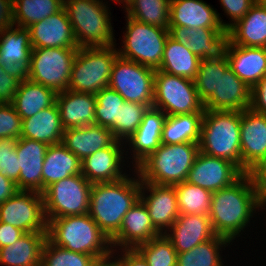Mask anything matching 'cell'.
I'll return each mask as SVG.
<instances>
[{
    "mask_svg": "<svg viewBox=\"0 0 266 266\" xmlns=\"http://www.w3.org/2000/svg\"><path fill=\"white\" fill-rule=\"evenodd\" d=\"M240 125L241 111L205 110L199 151L226 159L241 170Z\"/></svg>",
    "mask_w": 266,
    "mask_h": 266,
    "instance_id": "obj_5",
    "label": "cell"
},
{
    "mask_svg": "<svg viewBox=\"0 0 266 266\" xmlns=\"http://www.w3.org/2000/svg\"><path fill=\"white\" fill-rule=\"evenodd\" d=\"M63 7V0H13V25L28 28Z\"/></svg>",
    "mask_w": 266,
    "mask_h": 266,
    "instance_id": "obj_38",
    "label": "cell"
},
{
    "mask_svg": "<svg viewBox=\"0 0 266 266\" xmlns=\"http://www.w3.org/2000/svg\"><path fill=\"white\" fill-rule=\"evenodd\" d=\"M20 81L9 75L0 65V104H11Z\"/></svg>",
    "mask_w": 266,
    "mask_h": 266,
    "instance_id": "obj_49",
    "label": "cell"
},
{
    "mask_svg": "<svg viewBox=\"0 0 266 266\" xmlns=\"http://www.w3.org/2000/svg\"><path fill=\"white\" fill-rule=\"evenodd\" d=\"M132 0H116L117 3H123V6H127ZM125 3V4H124Z\"/></svg>",
    "mask_w": 266,
    "mask_h": 266,
    "instance_id": "obj_57",
    "label": "cell"
},
{
    "mask_svg": "<svg viewBox=\"0 0 266 266\" xmlns=\"http://www.w3.org/2000/svg\"><path fill=\"white\" fill-rule=\"evenodd\" d=\"M91 187L92 183L82 174L71 175L48 186L42 192L47 222L89 213Z\"/></svg>",
    "mask_w": 266,
    "mask_h": 266,
    "instance_id": "obj_10",
    "label": "cell"
},
{
    "mask_svg": "<svg viewBox=\"0 0 266 266\" xmlns=\"http://www.w3.org/2000/svg\"><path fill=\"white\" fill-rule=\"evenodd\" d=\"M96 266H119V264L112 257L104 261H99Z\"/></svg>",
    "mask_w": 266,
    "mask_h": 266,
    "instance_id": "obj_56",
    "label": "cell"
},
{
    "mask_svg": "<svg viewBox=\"0 0 266 266\" xmlns=\"http://www.w3.org/2000/svg\"><path fill=\"white\" fill-rule=\"evenodd\" d=\"M147 191L149 195L145 194ZM140 200L146 206L154 227L164 234L178 218L175 186L141 182Z\"/></svg>",
    "mask_w": 266,
    "mask_h": 266,
    "instance_id": "obj_16",
    "label": "cell"
},
{
    "mask_svg": "<svg viewBox=\"0 0 266 266\" xmlns=\"http://www.w3.org/2000/svg\"><path fill=\"white\" fill-rule=\"evenodd\" d=\"M57 92L30 79L20 82L11 103L15 111L26 119L56 103Z\"/></svg>",
    "mask_w": 266,
    "mask_h": 266,
    "instance_id": "obj_34",
    "label": "cell"
},
{
    "mask_svg": "<svg viewBox=\"0 0 266 266\" xmlns=\"http://www.w3.org/2000/svg\"><path fill=\"white\" fill-rule=\"evenodd\" d=\"M82 161L62 143L49 145L42 169V192L71 175L81 174Z\"/></svg>",
    "mask_w": 266,
    "mask_h": 266,
    "instance_id": "obj_33",
    "label": "cell"
},
{
    "mask_svg": "<svg viewBox=\"0 0 266 266\" xmlns=\"http://www.w3.org/2000/svg\"><path fill=\"white\" fill-rule=\"evenodd\" d=\"M96 95L95 124L110 128L118 120L119 107L124 98L111 87L107 86Z\"/></svg>",
    "mask_w": 266,
    "mask_h": 266,
    "instance_id": "obj_45",
    "label": "cell"
},
{
    "mask_svg": "<svg viewBox=\"0 0 266 266\" xmlns=\"http://www.w3.org/2000/svg\"><path fill=\"white\" fill-rule=\"evenodd\" d=\"M260 203L266 198V155L249 171Z\"/></svg>",
    "mask_w": 266,
    "mask_h": 266,
    "instance_id": "obj_50",
    "label": "cell"
},
{
    "mask_svg": "<svg viewBox=\"0 0 266 266\" xmlns=\"http://www.w3.org/2000/svg\"><path fill=\"white\" fill-rule=\"evenodd\" d=\"M164 234L170 240L177 254L188 252L216 235L209 215L200 214H180Z\"/></svg>",
    "mask_w": 266,
    "mask_h": 266,
    "instance_id": "obj_22",
    "label": "cell"
},
{
    "mask_svg": "<svg viewBox=\"0 0 266 266\" xmlns=\"http://www.w3.org/2000/svg\"><path fill=\"white\" fill-rule=\"evenodd\" d=\"M134 172L138 178L127 175L115 182L92 184L89 215L110 239L119 231L125 214L140 199L141 181Z\"/></svg>",
    "mask_w": 266,
    "mask_h": 266,
    "instance_id": "obj_2",
    "label": "cell"
},
{
    "mask_svg": "<svg viewBox=\"0 0 266 266\" xmlns=\"http://www.w3.org/2000/svg\"><path fill=\"white\" fill-rule=\"evenodd\" d=\"M123 145L127 146L124 142L115 140L109 147L98 150L83 159L81 174L92 184L115 182L127 176L126 173H122V168L125 166L123 163L125 149H122L125 146Z\"/></svg>",
    "mask_w": 266,
    "mask_h": 266,
    "instance_id": "obj_17",
    "label": "cell"
},
{
    "mask_svg": "<svg viewBox=\"0 0 266 266\" xmlns=\"http://www.w3.org/2000/svg\"><path fill=\"white\" fill-rule=\"evenodd\" d=\"M124 44L119 56L157 70L161 65L169 30L138 22L126 15Z\"/></svg>",
    "mask_w": 266,
    "mask_h": 266,
    "instance_id": "obj_8",
    "label": "cell"
},
{
    "mask_svg": "<svg viewBox=\"0 0 266 266\" xmlns=\"http://www.w3.org/2000/svg\"><path fill=\"white\" fill-rule=\"evenodd\" d=\"M166 117L161 110L149 108L136 132L125 142L133 152L131 159L135 162L134 167L160 147Z\"/></svg>",
    "mask_w": 266,
    "mask_h": 266,
    "instance_id": "obj_28",
    "label": "cell"
},
{
    "mask_svg": "<svg viewBox=\"0 0 266 266\" xmlns=\"http://www.w3.org/2000/svg\"><path fill=\"white\" fill-rule=\"evenodd\" d=\"M135 249L147 261L148 266H176L177 251L165 234L154 237Z\"/></svg>",
    "mask_w": 266,
    "mask_h": 266,
    "instance_id": "obj_44",
    "label": "cell"
},
{
    "mask_svg": "<svg viewBox=\"0 0 266 266\" xmlns=\"http://www.w3.org/2000/svg\"><path fill=\"white\" fill-rule=\"evenodd\" d=\"M150 107L125 101L119 107L118 120L109 128L116 140L126 142L137 130Z\"/></svg>",
    "mask_w": 266,
    "mask_h": 266,
    "instance_id": "obj_42",
    "label": "cell"
},
{
    "mask_svg": "<svg viewBox=\"0 0 266 266\" xmlns=\"http://www.w3.org/2000/svg\"><path fill=\"white\" fill-rule=\"evenodd\" d=\"M230 243L229 239L215 235L188 252L178 253L176 266H224L220 251Z\"/></svg>",
    "mask_w": 266,
    "mask_h": 266,
    "instance_id": "obj_37",
    "label": "cell"
},
{
    "mask_svg": "<svg viewBox=\"0 0 266 266\" xmlns=\"http://www.w3.org/2000/svg\"><path fill=\"white\" fill-rule=\"evenodd\" d=\"M98 262L95 256L64 249L48 238L43 246L41 266H96Z\"/></svg>",
    "mask_w": 266,
    "mask_h": 266,
    "instance_id": "obj_43",
    "label": "cell"
},
{
    "mask_svg": "<svg viewBox=\"0 0 266 266\" xmlns=\"http://www.w3.org/2000/svg\"><path fill=\"white\" fill-rule=\"evenodd\" d=\"M13 25V0H0V33Z\"/></svg>",
    "mask_w": 266,
    "mask_h": 266,
    "instance_id": "obj_54",
    "label": "cell"
},
{
    "mask_svg": "<svg viewBox=\"0 0 266 266\" xmlns=\"http://www.w3.org/2000/svg\"><path fill=\"white\" fill-rule=\"evenodd\" d=\"M22 119L12 104H0V138H20Z\"/></svg>",
    "mask_w": 266,
    "mask_h": 266,
    "instance_id": "obj_47",
    "label": "cell"
},
{
    "mask_svg": "<svg viewBox=\"0 0 266 266\" xmlns=\"http://www.w3.org/2000/svg\"><path fill=\"white\" fill-rule=\"evenodd\" d=\"M198 152V143L161 144L135 170L141 182L174 186L186 181Z\"/></svg>",
    "mask_w": 266,
    "mask_h": 266,
    "instance_id": "obj_4",
    "label": "cell"
},
{
    "mask_svg": "<svg viewBox=\"0 0 266 266\" xmlns=\"http://www.w3.org/2000/svg\"><path fill=\"white\" fill-rule=\"evenodd\" d=\"M263 207L266 209V198L261 202V208L263 209Z\"/></svg>",
    "mask_w": 266,
    "mask_h": 266,
    "instance_id": "obj_58",
    "label": "cell"
},
{
    "mask_svg": "<svg viewBox=\"0 0 266 266\" xmlns=\"http://www.w3.org/2000/svg\"><path fill=\"white\" fill-rule=\"evenodd\" d=\"M16 138H0V174L15 183L19 180V158L16 153Z\"/></svg>",
    "mask_w": 266,
    "mask_h": 266,
    "instance_id": "obj_46",
    "label": "cell"
},
{
    "mask_svg": "<svg viewBox=\"0 0 266 266\" xmlns=\"http://www.w3.org/2000/svg\"><path fill=\"white\" fill-rule=\"evenodd\" d=\"M56 103L65 130L95 124V94L67 89L57 93Z\"/></svg>",
    "mask_w": 266,
    "mask_h": 266,
    "instance_id": "obj_27",
    "label": "cell"
},
{
    "mask_svg": "<svg viewBox=\"0 0 266 266\" xmlns=\"http://www.w3.org/2000/svg\"><path fill=\"white\" fill-rule=\"evenodd\" d=\"M220 14L203 0H170L169 26L224 28Z\"/></svg>",
    "mask_w": 266,
    "mask_h": 266,
    "instance_id": "obj_25",
    "label": "cell"
},
{
    "mask_svg": "<svg viewBox=\"0 0 266 266\" xmlns=\"http://www.w3.org/2000/svg\"><path fill=\"white\" fill-rule=\"evenodd\" d=\"M115 45L80 47L73 61L69 90L96 94L109 86L111 71L119 56Z\"/></svg>",
    "mask_w": 266,
    "mask_h": 266,
    "instance_id": "obj_7",
    "label": "cell"
},
{
    "mask_svg": "<svg viewBox=\"0 0 266 266\" xmlns=\"http://www.w3.org/2000/svg\"><path fill=\"white\" fill-rule=\"evenodd\" d=\"M243 174L234 163L199 151L186 181L213 193L232 185Z\"/></svg>",
    "mask_w": 266,
    "mask_h": 266,
    "instance_id": "obj_15",
    "label": "cell"
},
{
    "mask_svg": "<svg viewBox=\"0 0 266 266\" xmlns=\"http://www.w3.org/2000/svg\"><path fill=\"white\" fill-rule=\"evenodd\" d=\"M260 208L252 179L244 173L232 185L212 193L209 218L214 233L233 242Z\"/></svg>",
    "mask_w": 266,
    "mask_h": 266,
    "instance_id": "obj_1",
    "label": "cell"
},
{
    "mask_svg": "<svg viewBox=\"0 0 266 266\" xmlns=\"http://www.w3.org/2000/svg\"><path fill=\"white\" fill-rule=\"evenodd\" d=\"M28 29L32 48H78L64 7L46 19L32 24Z\"/></svg>",
    "mask_w": 266,
    "mask_h": 266,
    "instance_id": "obj_21",
    "label": "cell"
},
{
    "mask_svg": "<svg viewBox=\"0 0 266 266\" xmlns=\"http://www.w3.org/2000/svg\"><path fill=\"white\" fill-rule=\"evenodd\" d=\"M122 8L138 22L169 29L170 0H132Z\"/></svg>",
    "mask_w": 266,
    "mask_h": 266,
    "instance_id": "obj_39",
    "label": "cell"
},
{
    "mask_svg": "<svg viewBox=\"0 0 266 266\" xmlns=\"http://www.w3.org/2000/svg\"><path fill=\"white\" fill-rule=\"evenodd\" d=\"M47 232H27L17 241L0 248V265L41 266L42 250Z\"/></svg>",
    "mask_w": 266,
    "mask_h": 266,
    "instance_id": "obj_31",
    "label": "cell"
},
{
    "mask_svg": "<svg viewBox=\"0 0 266 266\" xmlns=\"http://www.w3.org/2000/svg\"><path fill=\"white\" fill-rule=\"evenodd\" d=\"M47 238L59 247L95 256L99 261L113 257L110 238L89 213L49 220Z\"/></svg>",
    "mask_w": 266,
    "mask_h": 266,
    "instance_id": "obj_3",
    "label": "cell"
},
{
    "mask_svg": "<svg viewBox=\"0 0 266 266\" xmlns=\"http://www.w3.org/2000/svg\"><path fill=\"white\" fill-rule=\"evenodd\" d=\"M174 186L179 214L209 215L212 192L187 181Z\"/></svg>",
    "mask_w": 266,
    "mask_h": 266,
    "instance_id": "obj_40",
    "label": "cell"
},
{
    "mask_svg": "<svg viewBox=\"0 0 266 266\" xmlns=\"http://www.w3.org/2000/svg\"><path fill=\"white\" fill-rule=\"evenodd\" d=\"M161 233L154 227L148 210L139 199L125 214L119 231L110 239L113 247L120 249H135L138 245L146 243Z\"/></svg>",
    "mask_w": 266,
    "mask_h": 266,
    "instance_id": "obj_20",
    "label": "cell"
},
{
    "mask_svg": "<svg viewBox=\"0 0 266 266\" xmlns=\"http://www.w3.org/2000/svg\"><path fill=\"white\" fill-rule=\"evenodd\" d=\"M122 256L118 255L113 258L119 264V266H148L147 261L136 249H120ZM117 258V259H116Z\"/></svg>",
    "mask_w": 266,
    "mask_h": 266,
    "instance_id": "obj_52",
    "label": "cell"
},
{
    "mask_svg": "<svg viewBox=\"0 0 266 266\" xmlns=\"http://www.w3.org/2000/svg\"><path fill=\"white\" fill-rule=\"evenodd\" d=\"M0 222L27 232H47L42 193L18 190L0 204Z\"/></svg>",
    "mask_w": 266,
    "mask_h": 266,
    "instance_id": "obj_13",
    "label": "cell"
},
{
    "mask_svg": "<svg viewBox=\"0 0 266 266\" xmlns=\"http://www.w3.org/2000/svg\"><path fill=\"white\" fill-rule=\"evenodd\" d=\"M31 52L28 28L11 25L0 33V65L20 82L29 77Z\"/></svg>",
    "mask_w": 266,
    "mask_h": 266,
    "instance_id": "obj_14",
    "label": "cell"
},
{
    "mask_svg": "<svg viewBox=\"0 0 266 266\" xmlns=\"http://www.w3.org/2000/svg\"><path fill=\"white\" fill-rule=\"evenodd\" d=\"M227 39L239 46L266 48V6L261 0L227 30Z\"/></svg>",
    "mask_w": 266,
    "mask_h": 266,
    "instance_id": "obj_29",
    "label": "cell"
},
{
    "mask_svg": "<svg viewBox=\"0 0 266 266\" xmlns=\"http://www.w3.org/2000/svg\"><path fill=\"white\" fill-rule=\"evenodd\" d=\"M18 191L16 183L0 174V204L4 203L8 198Z\"/></svg>",
    "mask_w": 266,
    "mask_h": 266,
    "instance_id": "obj_55",
    "label": "cell"
},
{
    "mask_svg": "<svg viewBox=\"0 0 266 266\" xmlns=\"http://www.w3.org/2000/svg\"><path fill=\"white\" fill-rule=\"evenodd\" d=\"M64 131L57 103L39 111L32 117L22 119L21 138L55 145L62 143Z\"/></svg>",
    "mask_w": 266,
    "mask_h": 266,
    "instance_id": "obj_32",
    "label": "cell"
},
{
    "mask_svg": "<svg viewBox=\"0 0 266 266\" xmlns=\"http://www.w3.org/2000/svg\"><path fill=\"white\" fill-rule=\"evenodd\" d=\"M152 107L161 110L167 116L205 111L193 80L160 70L155 71Z\"/></svg>",
    "mask_w": 266,
    "mask_h": 266,
    "instance_id": "obj_9",
    "label": "cell"
},
{
    "mask_svg": "<svg viewBox=\"0 0 266 266\" xmlns=\"http://www.w3.org/2000/svg\"><path fill=\"white\" fill-rule=\"evenodd\" d=\"M203 114L167 116L163 125L161 144L199 143Z\"/></svg>",
    "mask_w": 266,
    "mask_h": 266,
    "instance_id": "obj_36",
    "label": "cell"
},
{
    "mask_svg": "<svg viewBox=\"0 0 266 266\" xmlns=\"http://www.w3.org/2000/svg\"><path fill=\"white\" fill-rule=\"evenodd\" d=\"M261 1L266 6V0H261Z\"/></svg>",
    "mask_w": 266,
    "mask_h": 266,
    "instance_id": "obj_59",
    "label": "cell"
},
{
    "mask_svg": "<svg viewBox=\"0 0 266 266\" xmlns=\"http://www.w3.org/2000/svg\"><path fill=\"white\" fill-rule=\"evenodd\" d=\"M201 59L186 46L168 36L161 65L157 70L188 78L195 79L199 70Z\"/></svg>",
    "mask_w": 266,
    "mask_h": 266,
    "instance_id": "obj_35",
    "label": "cell"
},
{
    "mask_svg": "<svg viewBox=\"0 0 266 266\" xmlns=\"http://www.w3.org/2000/svg\"><path fill=\"white\" fill-rule=\"evenodd\" d=\"M223 52L229 67L250 88L266 75V48L239 46L227 39Z\"/></svg>",
    "mask_w": 266,
    "mask_h": 266,
    "instance_id": "obj_26",
    "label": "cell"
},
{
    "mask_svg": "<svg viewBox=\"0 0 266 266\" xmlns=\"http://www.w3.org/2000/svg\"><path fill=\"white\" fill-rule=\"evenodd\" d=\"M115 140L109 128L90 124L66 129L62 144L82 161L96 151L109 147Z\"/></svg>",
    "mask_w": 266,
    "mask_h": 266,
    "instance_id": "obj_30",
    "label": "cell"
},
{
    "mask_svg": "<svg viewBox=\"0 0 266 266\" xmlns=\"http://www.w3.org/2000/svg\"><path fill=\"white\" fill-rule=\"evenodd\" d=\"M155 69L118 56L114 62L109 87L125 101L153 106Z\"/></svg>",
    "mask_w": 266,
    "mask_h": 266,
    "instance_id": "obj_12",
    "label": "cell"
},
{
    "mask_svg": "<svg viewBox=\"0 0 266 266\" xmlns=\"http://www.w3.org/2000/svg\"><path fill=\"white\" fill-rule=\"evenodd\" d=\"M228 67V58L224 52L216 58L201 59L199 70L193 81L202 102L212 93H217L218 70H226Z\"/></svg>",
    "mask_w": 266,
    "mask_h": 266,
    "instance_id": "obj_41",
    "label": "cell"
},
{
    "mask_svg": "<svg viewBox=\"0 0 266 266\" xmlns=\"http://www.w3.org/2000/svg\"><path fill=\"white\" fill-rule=\"evenodd\" d=\"M169 36L186 45L200 59L216 58L223 53L227 40L224 28H188L169 26Z\"/></svg>",
    "mask_w": 266,
    "mask_h": 266,
    "instance_id": "obj_23",
    "label": "cell"
},
{
    "mask_svg": "<svg viewBox=\"0 0 266 266\" xmlns=\"http://www.w3.org/2000/svg\"><path fill=\"white\" fill-rule=\"evenodd\" d=\"M22 234L24 232L19 228L0 222V248L13 244Z\"/></svg>",
    "mask_w": 266,
    "mask_h": 266,
    "instance_id": "obj_53",
    "label": "cell"
},
{
    "mask_svg": "<svg viewBox=\"0 0 266 266\" xmlns=\"http://www.w3.org/2000/svg\"><path fill=\"white\" fill-rule=\"evenodd\" d=\"M250 109L266 115V75L251 88Z\"/></svg>",
    "mask_w": 266,
    "mask_h": 266,
    "instance_id": "obj_51",
    "label": "cell"
},
{
    "mask_svg": "<svg viewBox=\"0 0 266 266\" xmlns=\"http://www.w3.org/2000/svg\"><path fill=\"white\" fill-rule=\"evenodd\" d=\"M224 12L231 19L227 23V30L241 20L256 0H219Z\"/></svg>",
    "mask_w": 266,
    "mask_h": 266,
    "instance_id": "obj_48",
    "label": "cell"
},
{
    "mask_svg": "<svg viewBox=\"0 0 266 266\" xmlns=\"http://www.w3.org/2000/svg\"><path fill=\"white\" fill-rule=\"evenodd\" d=\"M251 88L230 67L218 70L217 93L204 102L205 110L243 111L250 108Z\"/></svg>",
    "mask_w": 266,
    "mask_h": 266,
    "instance_id": "obj_19",
    "label": "cell"
},
{
    "mask_svg": "<svg viewBox=\"0 0 266 266\" xmlns=\"http://www.w3.org/2000/svg\"><path fill=\"white\" fill-rule=\"evenodd\" d=\"M78 48H32L29 77L33 82L55 90L68 89Z\"/></svg>",
    "mask_w": 266,
    "mask_h": 266,
    "instance_id": "obj_11",
    "label": "cell"
},
{
    "mask_svg": "<svg viewBox=\"0 0 266 266\" xmlns=\"http://www.w3.org/2000/svg\"><path fill=\"white\" fill-rule=\"evenodd\" d=\"M49 145L29 138H18L16 153L19 158L18 190L42 193V169Z\"/></svg>",
    "mask_w": 266,
    "mask_h": 266,
    "instance_id": "obj_24",
    "label": "cell"
},
{
    "mask_svg": "<svg viewBox=\"0 0 266 266\" xmlns=\"http://www.w3.org/2000/svg\"><path fill=\"white\" fill-rule=\"evenodd\" d=\"M241 171H248L266 155V115L246 109L241 111Z\"/></svg>",
    "mask_w": 266,
    "mask_h": 266,
    "instance_id": "obj_18",
    "label": "cell"
},
{
    "mask_svg": "<svg viewBox=\"0 0 266 266\" xmlns=\"http://www.w3.org/2000/svg\"><path fill=\"white\" fill-rule=\"evenodd\" d=\"M107 6L103 0H63L78 48L116 45Z\"/></svg>",
    "mask_w": 266,
    "mask_h": 266,
    "instance_id": "obj_6",
    "label": "cell"
}]
</instances>
